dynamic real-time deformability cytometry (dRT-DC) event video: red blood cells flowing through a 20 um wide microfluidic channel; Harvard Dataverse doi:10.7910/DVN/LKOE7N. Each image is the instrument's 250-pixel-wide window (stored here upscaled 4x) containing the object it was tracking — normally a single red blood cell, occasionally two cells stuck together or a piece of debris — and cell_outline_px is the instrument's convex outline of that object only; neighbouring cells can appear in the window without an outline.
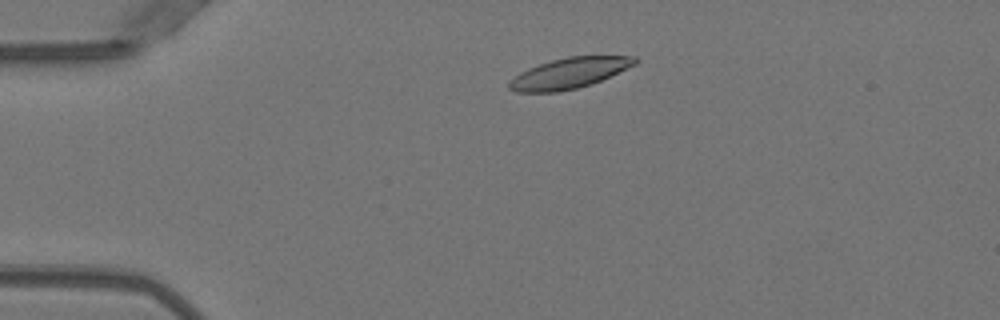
{"species": "Egyptian fruit bat (a non-hibernating species)", "species_latin": "Rousettus aegyptiacus", "temperature_condition": "warm", "stored_images_in_passage": 46, "camera_frame_rate_fps": 3000, "um_per_image_px": 0.085, "animal": {"sex": "female"}, "frame": {"image": 1, "passage_image": 7, "time_ms": 2.0, "image_size_px": [1000, 320], "cell_outline_px": [[640, 60], [636, 64], [592, 84], [560, 92], [516, 92], [508, 88], [508, 84], [520, 72], [528, 68], [552, 60], [568, 56], [636, 56]], "centroid_in_image_um": [48.41, 6.22], "position_along_channel_um": 36.6, "area_um2": 22.31}}
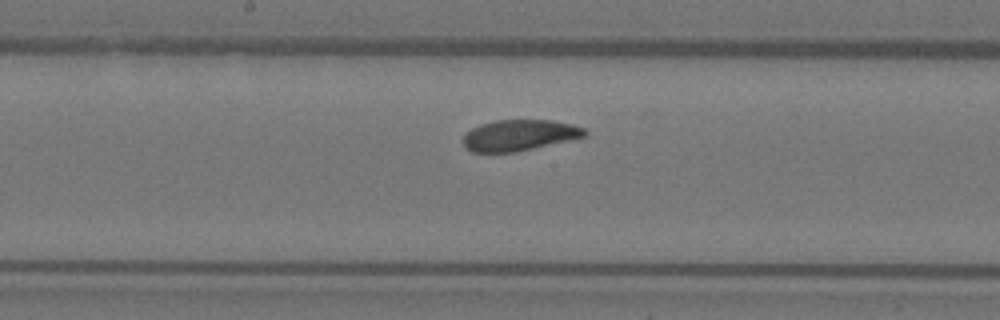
{"frame": {"image": 2, "passage_image": 23, "time_ms": 7.333, "image_size_px": [1000, 320], "cell_outline_px": [[588, 136], [516, 152], [472, 152], [464, 144], [464, 132], [480, 124], [496, 120], [552, 120], [572, 124], [584, 128], [588, 132]], "centroid_in_image_um": [44.17, 11.49], "position_along_channel_um": 204.0, "area_um2": 22.02}}
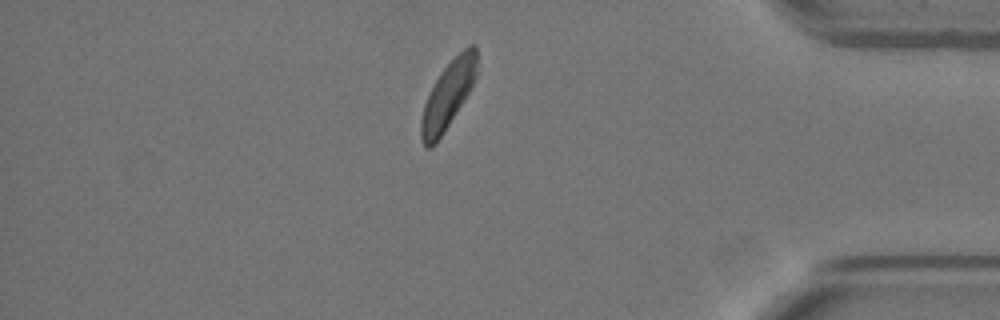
{"frame": {"image": 3, "passage_image": 40, "time_ms": 13.0, "image_size_px": [1000, 320], "cell_outline_px": [[476, 76], [464, 100], [436, 144], [432, 148], [424, 148], [420, 140], [420, 120], [424, 104], [440, 72], [468, 44], [476, 44]], "centroid_in_image_um": [38.04, 8.14], "position_along_channel_um": 397.2, "area_um2": 21.56}, "authors_computed_cell_mechanics": {"area_um2": 22.8599, "velocity_mm_per_s": 3.9396, "shape_relaxation_time_tau1_ms": 3.1388, "shape_relaxation_time_tau2_ms": null, "deformation_change_tau1": 0.1123, "deformation_change_tau2": null}}